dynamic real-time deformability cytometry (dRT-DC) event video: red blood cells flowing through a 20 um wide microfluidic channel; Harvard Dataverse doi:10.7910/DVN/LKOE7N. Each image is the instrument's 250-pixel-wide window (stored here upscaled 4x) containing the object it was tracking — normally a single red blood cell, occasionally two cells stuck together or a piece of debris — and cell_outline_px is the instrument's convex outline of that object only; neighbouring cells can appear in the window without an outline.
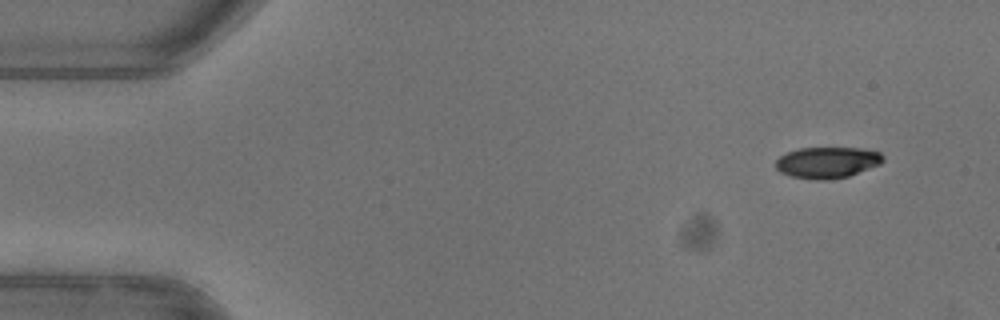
{"species": "common noctule bat (a hibernating species)", "species_latin": "Nyctalus noctula", "temperature_condition": "warm", "stored_images_in_passage": 49, "camera_frame_rate_fps": 3000, "um_per_image_px": 0.085, "animal": {"sex": "female"}, "frame": {"image": 1, "passage_image": 1, "time_ms": 0.0, "image_size_px": [1000, 320], "cell_outline_px": [[884, 160], [880, 164], [848, 176], [828, 180], [816, 180], [788, 176], [780, 172], [776, 168], [776, 160], [780, 156], [788, 152], [800, 148], [864, 148], [880, 152], [884, 156]], "centroid_in_image_um": [70.32, 13.81], "position_along_channel_um": 14.7, "area_um2": 19.59}}
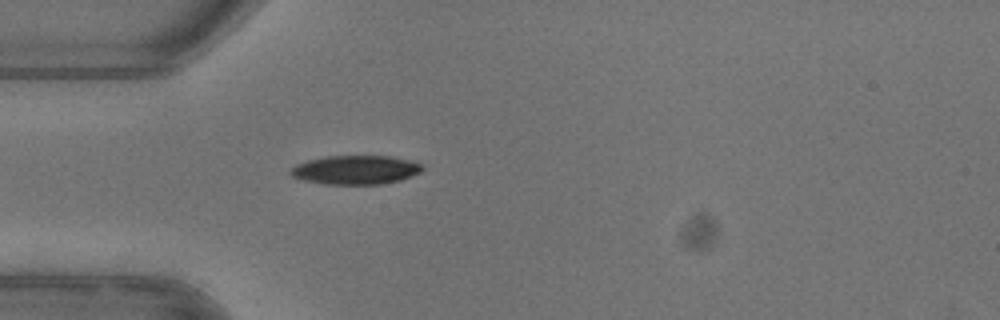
{"frame": {"image": 2, "passage_image": 12, "time_ms": 3.667, "image_size_px": [1000, 320], "cell_outline_px": [[424, 168], [420, 172], [400, 180], [380, 184], [324, 184], [304, 180], [292, 176], [288, 172], [296, 164], [308, 160], [324, 156], [392, 156], [408, 160], [420, 164]], "centroid_in_image_um": [30.2, 14.43], "position_along_channel_um": 54.8, "area_um2": 22.08}}
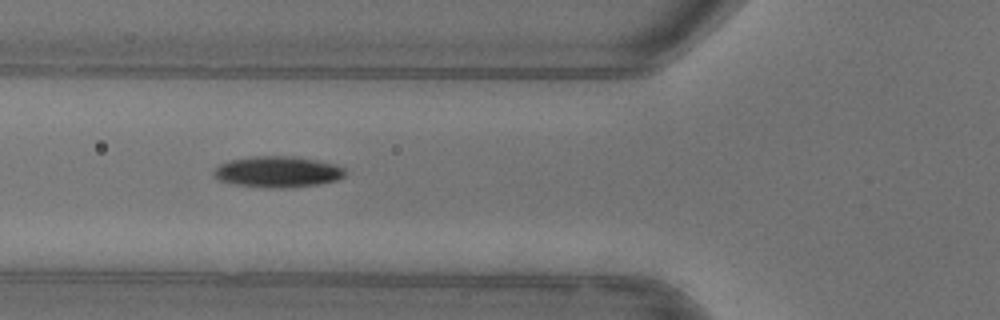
{"frame": {"image": 3, "passage_image": 16, "time_ms": 5.0, "image_size_px": [1000, 320], "cell_outline_px": [[348, 172], [344, 176], [336, 180], [316, 184], [284, 188], [268, 188], [236, 184], [220, 180], [212, 176], [212, 172], [220, 164], [232, 160], [252, 156], [292, 156], [316, 160], [332, 164], [344, 168]], "centroid_in_image_um": [23.59, 14.6], "position_along_channel_um": 102.2, "area_um2": 23.58}, "authors_computed_cell_mechanics": {"area_um2": 22.1952, "velocity_mm_per_s": 3.9789, "shape_relaxation_time_tau1_ms": 4.3108, "shape_relaxation_time_tau2_ms": 8.3793, "deformation_change_tau1": 0.1714, "deformation_change_tau2": 0.1227}}